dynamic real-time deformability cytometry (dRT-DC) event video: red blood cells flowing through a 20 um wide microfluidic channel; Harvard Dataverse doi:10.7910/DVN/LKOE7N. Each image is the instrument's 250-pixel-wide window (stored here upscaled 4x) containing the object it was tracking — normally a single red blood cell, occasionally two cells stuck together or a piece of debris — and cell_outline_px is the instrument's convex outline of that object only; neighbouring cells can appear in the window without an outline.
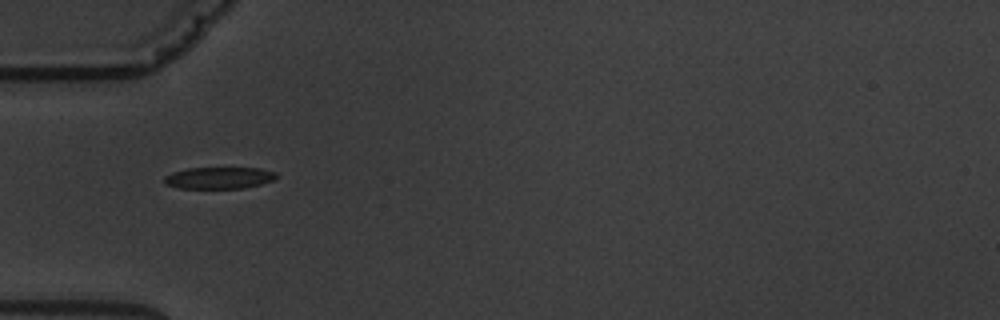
{"species": "common noctule bat (a hibernating species)", "species_latin": "Nyctalus noctula", "temperature_condition": "warm", "stored_images_in_passage": 6, "camera_frame_rate_fps": 3000, "um_per_image_px": 0.085, "animal": {"sex": "male", "body_mass_g": 19.5, "forearm_length_mm": 54.6}, "frame": {"image": 1, "passage_image": 1, "time_ms": 0.0, "image_size_px": [1000, 320], "cell_outline_px": [[276, 176], [272, 180], [260, 184], [244, 188], [180, 188], [164, 184], [164, 176], [172, 172], [188, 168], [260, 168], [276, 172]], "centroid_in_image_um": [18.58, 15.11], "position_along_channel_um": 66.4, "area_um2": 14.1}}
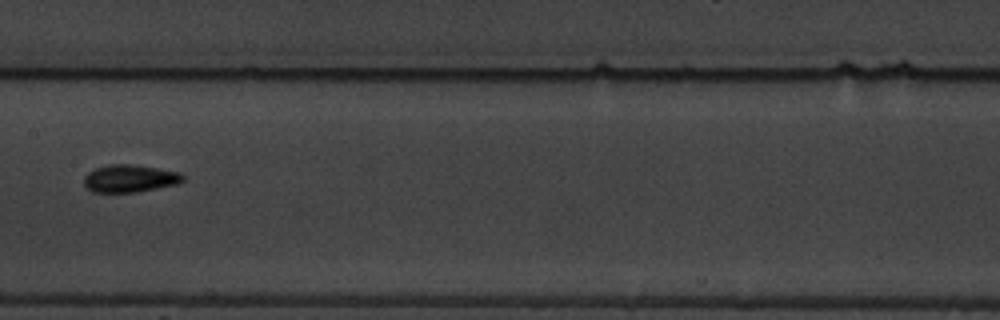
{"frame": {"image": 2, "passage_image": 4, "time_ms": 3.667, "image_size_px": [1000, 320], "cell_outline_px": [[184, 180], [176, 184], [136, 192], [92, 192], [84, 184], [84, 176], [88, 172], [96, 168], [108, 164], [132, 164], [180, 172], [184, 176]], "centroid_in_image_um": [11.01, 15.16], "position_along_channel_um": 196.4, "area_um2": 15.78}}
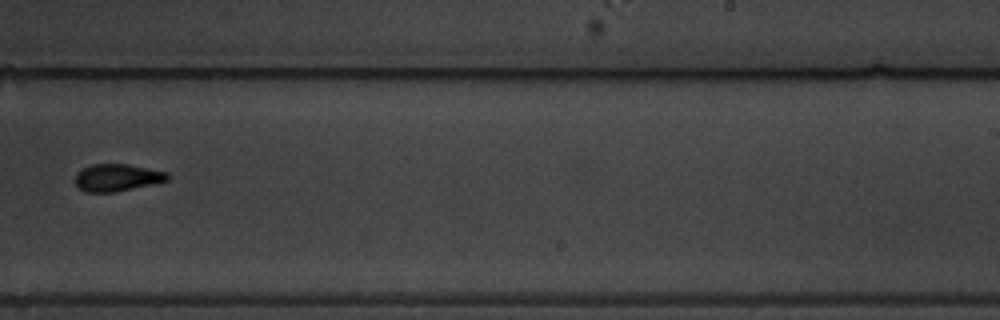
{"frame": {"image": 3, "passage_image": 6, "time_ms": 6.0, "image_size_px": [1000, 320], "cell_outline_px": [[168, 180], [152, 184], [112, 192], [84, 192], [76, 184], [76, 172], [92, 164], [128, 164], [168, 172]], "centroid_in_image_um": [9.94, 15.08], "position_along_channel_um": 279.1, "area_um2": 14.45}}